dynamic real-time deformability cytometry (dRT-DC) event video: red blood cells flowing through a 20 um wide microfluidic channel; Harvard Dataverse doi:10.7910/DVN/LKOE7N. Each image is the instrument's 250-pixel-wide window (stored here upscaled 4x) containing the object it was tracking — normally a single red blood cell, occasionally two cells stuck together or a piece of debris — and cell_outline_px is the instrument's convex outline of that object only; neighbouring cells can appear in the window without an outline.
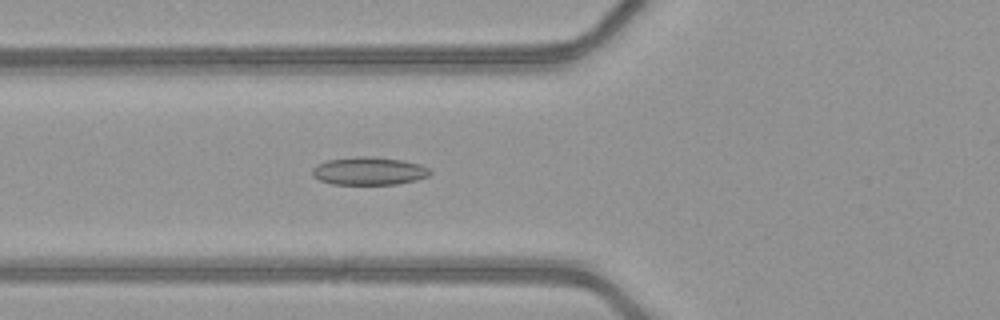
{"species": "common noctule bat (a hibernating species)", "species_latin": "Nyctalus noctula", "temperature_condition": "warm", "stored_images_in_passage": 52, "camera_frame_rate_fps": 3000, "um_per_image_px": 0.085, "animal": {"sex": "female", "body_mass_g": 21.9}, "frame": {"image": 1, "passage_image": 21, "time_ms": 6.667, "image_size_px": [1000, 320], "cell_outline_px": [[432, 172], [428, 176], [416, 180], [396, 184], [332, 184], [320, 180], [312, 176], [312, 168], [316, 164], [328, 160], [356, 156], [372, 156], [404, 160], [420, 164], [428, 168]], "centroid_in_image_um": [31.35, 14.52], "position_along_channel_um": 94.4, "area_um2": 19.31}}
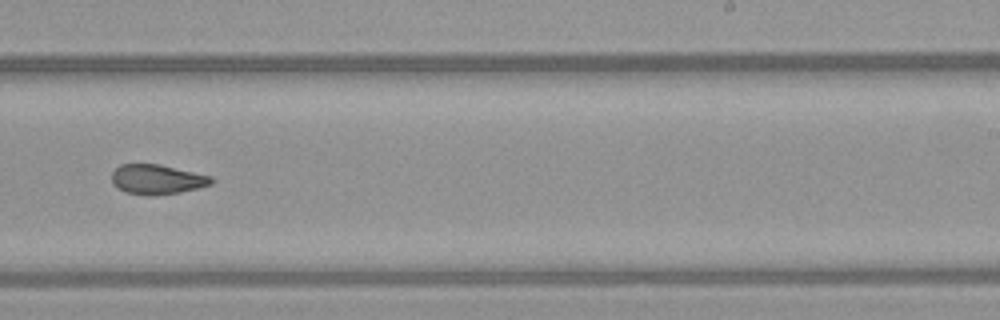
{"frame": {"image": 2, "passage_image": 34, "time_ms": 11.0, "image_size_px": [1000, 320], "cell_outline_px": [[212, 184], [180, 192], [152, 196], [148, 196], [124, 192], [112, 180], [112, 172], [120, 164], [160, 164], [212, 176]], "centroid_in_image_um": [13.35, 15.24], "position_along_channel_um": 275.6, "area_um2": 17.17}}
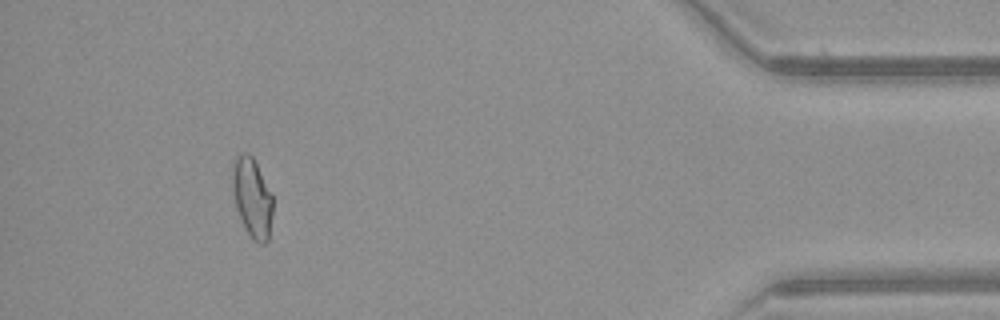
{"frame": {"image": 3, "passage_image": 48, "time_ms": 15.667, "image_size_px": [1000, 320], "cell_outline_px": [[272, 212], [268, 240], [264, 244], [260, 244], [244, 228], [236, 204], [232, 184], [232, 160], [240, 152], [248, 152], [252, 156], [272, 196]], "centroid_in_image_um": [21.41, 16.75], "position_along_channel_um": 413.8, "area_um2": 18.26}, "authors_computed_cell_mechanics": {"area_um2": 18.5827, "velocity_mm_per_s": 4.1645, "shape_relaxation_time_tau1_ms": null, "shape_relaxation_time_tau2_ms": 2.0441, "deformation_change_tau1": null, "deformation_change_tau2": 0.0837}}